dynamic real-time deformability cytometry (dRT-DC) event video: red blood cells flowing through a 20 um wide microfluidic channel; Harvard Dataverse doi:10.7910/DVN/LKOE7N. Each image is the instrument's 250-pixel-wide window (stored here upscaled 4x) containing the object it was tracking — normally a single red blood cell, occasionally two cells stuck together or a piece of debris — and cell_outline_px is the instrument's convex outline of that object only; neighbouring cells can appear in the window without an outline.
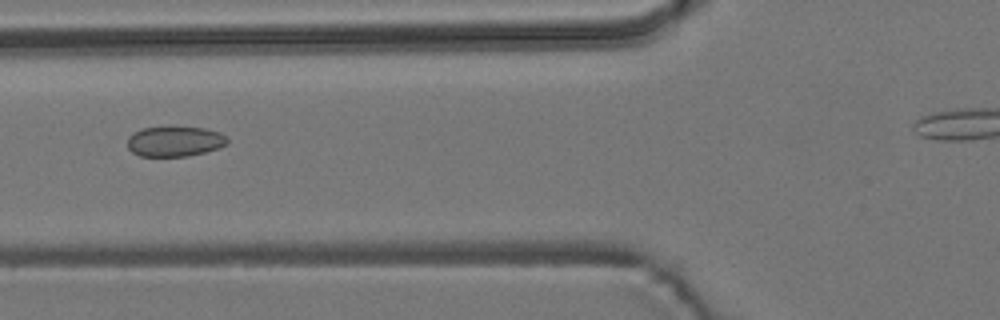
{"species": "common noctule bat (a hibernating species)", "species_latin": "Nyctalus noctula", "temperature_condition": "room temperature", "stored_images_in_passage": 9, "camera_frame_rate_fps": 3000, "um_per_image_px": 0.085, "animal": {"sex": "male", "body_mass_g": 19.2, "forearm_length_mm": 51.8}, "frame": {"image": 1, "passage_image": 6, "time_ms": 1.667, "image_size_px": [1000, 320], "cell_outline_px": [[228, 144], [204, 152], [188, 156], [140, 156], [132, 152], [128, 148], [128, 136], [132, 132], [140, 128], [204, 128], [220, 132], [228, 140]], "centroid_in_image_um": [14.82, 12.03], "position_along_channel_um": 111.0, "area_um2": 17.34}}
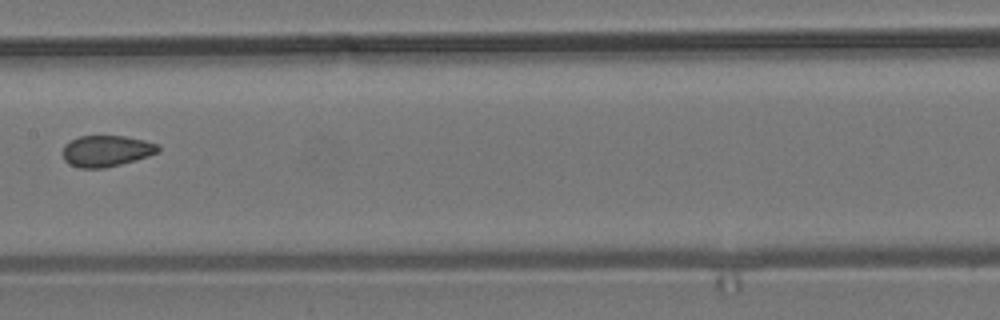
{"frame": {"image": 2, "passage_image": 8, "time_ms": 2.333, "image_size_px": [1000, 320], "cell_outline_px": [[160, 152], [136, 160], [104, 168], [80, 168], [68, 164], [64, 160], [64, 144], [80, 136], [124, 136], [144, 140], [160, 144]], "centroid_in_image_um": [9.08, 12.83], "position_along_channel_um": 198.3, "area_um2": 17.4}}
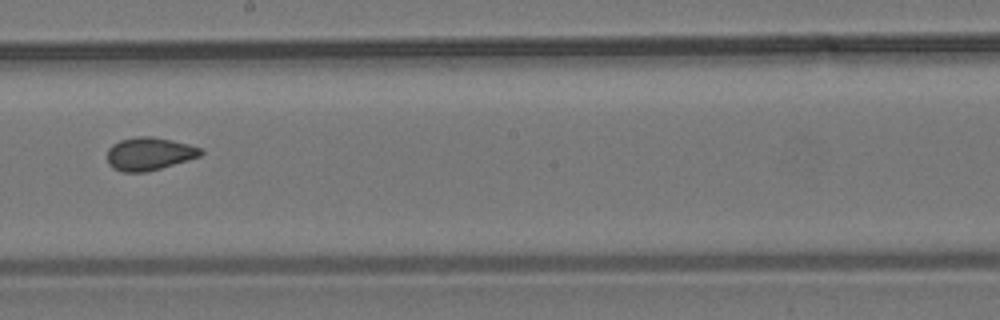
{"frame": {"image": 3, "passage_image": 9, "time_ms": 2.667, "image_size_px": [1000, 320], "cell_outline_px": [[204, 152], [200, 156], [188, 160], [160, 168], [144, 172], [124, 172], [112, 168], [108, 164], [108, 148], [112, 144], [120, 140], [136, 136], [152, 136], [172, 140], [188, 144], [200, 148]], "centroid_in_image_um": [12.66, 13.06], "position_along_channel_um": 235.5, "area_um2": 17.92}}